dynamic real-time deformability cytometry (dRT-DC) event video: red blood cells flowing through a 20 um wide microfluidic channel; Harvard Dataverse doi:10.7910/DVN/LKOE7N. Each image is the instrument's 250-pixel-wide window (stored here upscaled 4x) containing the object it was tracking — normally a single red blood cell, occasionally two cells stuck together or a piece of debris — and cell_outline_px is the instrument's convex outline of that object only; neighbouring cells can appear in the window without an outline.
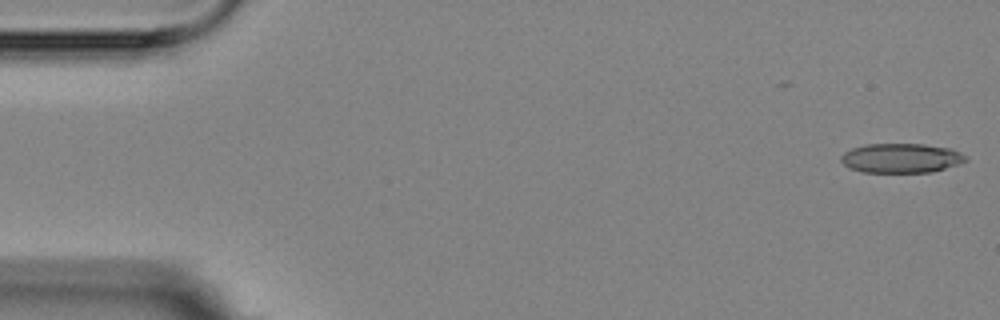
{"species": "Egyptian fruit bat (a non-hibernating species)", "species_latin": "Rousettus aegyptiacus", "temperature_condition": "room temperature", "stored_images_in_passage": 5, "camera_frame_rate_fps": 3000, "um_per_image_px": 0.085, "animal": {"sex": "female"}, "frame": {"image": 1, "passage_image": 1, "time_ms": 0.0, "image_size_px": [1000, 320], "cell_outline_px": [[968, 160], [960, 164], [932, 172], [864, 172], [848, 168], [840, 160], [840, 156], [844, 152], [852, 148], [864, 144], [924, 144], [948, 148], [968, 156]], "centroid_in_image_um": [76.59, 13.44], "position_along_channel_um": 8.4, "area_um2": 21.5}}
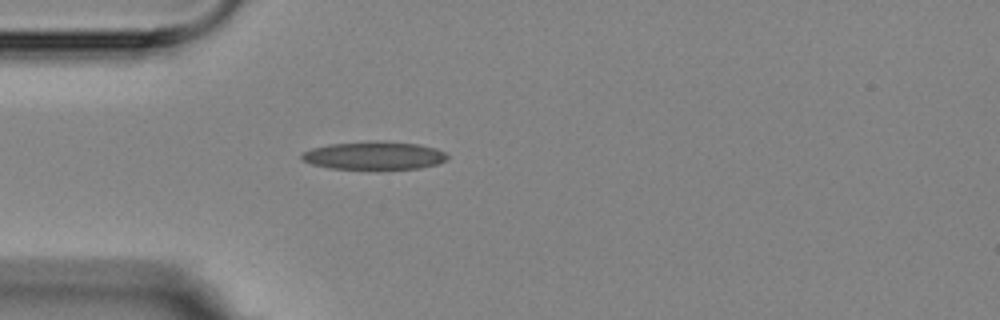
{"frame": {"image": 2, "passage_image": 5, "time_ms": 4.667, "image_size_px": [1000, 320], "cell_outline_px": [[448, 160], [436, 164], [420, 168], [328, 168], [312, 164], [304, 160], [300, 156], [304, 152], [312, 148], [328, 144], [420, 144], [436, 148], [444, 152], [448, 156]], "centroid_in_image_um": [31.82, 13.26], "position_along_channel_um": 53.2, "area_um2": 22.31}}